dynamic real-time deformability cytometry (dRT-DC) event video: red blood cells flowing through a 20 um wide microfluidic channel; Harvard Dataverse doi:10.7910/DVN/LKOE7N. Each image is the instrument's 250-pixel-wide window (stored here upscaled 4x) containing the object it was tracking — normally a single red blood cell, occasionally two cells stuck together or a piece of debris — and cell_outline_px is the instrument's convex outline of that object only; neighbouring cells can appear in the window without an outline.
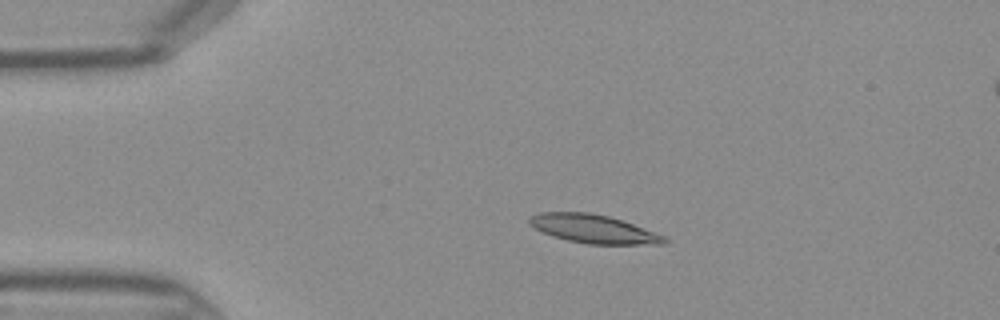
{"species": "Egyptian fruit bat (a non-hibernating species)", "species_latin": "Rousettus aegyptiacus", "temperature_condition": "warm", "stored_images_in_passage": 36, "camera_frame_rate_fps": 3000, "um_per_image_px": 0.085, "frame": {"image": 1, "passage_image": 1, "time_ms": 0.0, "image_size_px": [1000, 320], "cell_outline_px": [[668, 240], [664, 244], [588, 244], [568, 240], [552, 236], [528, 224], [528, 216], [540, 212], [588, 212], [608, 216], [632, 224], [664, 236]], "centroid_in_image_um": [50.39, 19.45], "position_along_channel_um": 34.6, "area_um2": 22.14}}
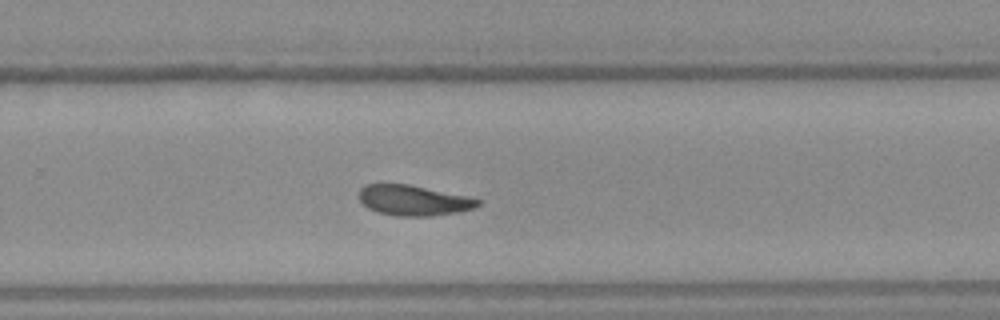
{"frame": {"image": 2, "passage_image": 21, "time_ms": 6.667, "image_size_px": [1000, 320], "cell_outline_px": [[480, 204], [472, 208], [456, 212], [432, 216], [396, 216], [376, 212], [368, 208], [360, 200], [360, 188], [364, 184], [408, 184], [464, 196], [480, 200]], "centroid_in_image_um": [35.09, 17.04], "position_along_channel_um": 294.7, "area_um2": 20.69}}
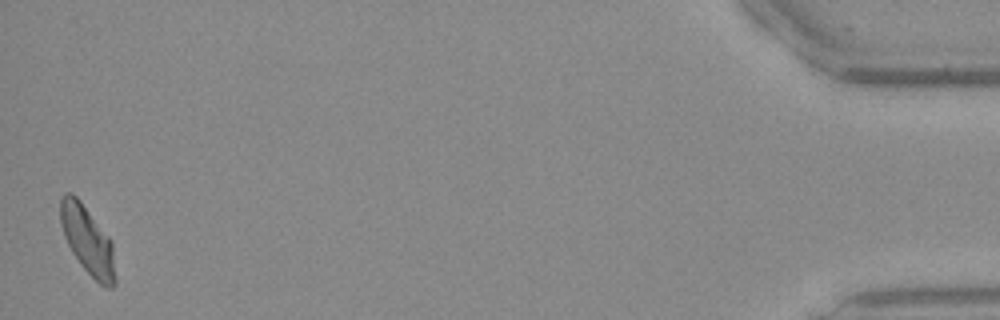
{"frame": {"image": 3, "passage_image": 36, "time_ms": 11.667, "image_size_px": [1000, 320], "cell_outline_px": [[116, 284], [112, 288], [108, 288], [100, 284], [80, 264], [72, 252], [64, 236], [60, 224], [60, 196], [64, 192], [72, 192], [80, 200], [112, 240], [116, 280]], "centroid_in_image_um": [7.44, 20.4], "position_along_channel_um": 427.8, "area_um2": 21.96}}